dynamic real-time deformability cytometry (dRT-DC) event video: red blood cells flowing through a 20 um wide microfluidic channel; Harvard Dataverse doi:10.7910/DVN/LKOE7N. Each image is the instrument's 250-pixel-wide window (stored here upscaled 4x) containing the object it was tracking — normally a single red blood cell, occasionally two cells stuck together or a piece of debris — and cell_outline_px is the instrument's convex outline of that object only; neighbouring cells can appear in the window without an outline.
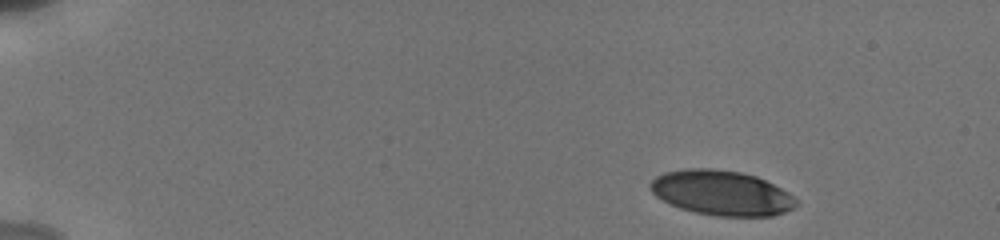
{"species": "human", "species_latin": "Homo sapiens", "temperature_condition": "cold", "stored_images_in_passage": 20, "camera_frame_rate_fps": 3000, "um_per_image_px": 0.085, "donor": {"sex": "male"}, "frame": {"image": 1, "passage_image": 1, "time_ms": 0.0, "image_size_px": [1000, 240], "cell_outline_px": [[796, 204], [792, 208], [784, 212], [772, 216], [716, 216], [696, 212], [680, 208], [656, 196], [652, 192], [648, 184], [656, 176], [664, 172], [684, 168], [712, 168], [740, 172], [756, 176], [788, 192], [796, 200]], "centroid_in_image_um": [61.3, 16.38], "position_along_channel_um": 23.7, "area_um2": 37.92}}
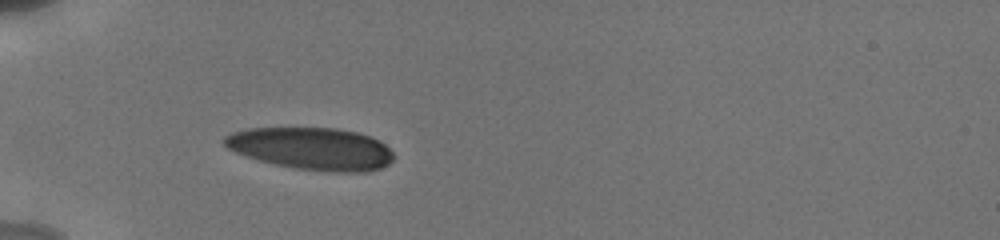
{"frame": {"image": 2, "passage_image": 19, "time_ms": 3.667, "image_size_px": [1000, 240], "cell_outline_px": [[396, 156], [388, 164], [380, 168], [368, 172], [328, 172], [292, 168], [260, 160], [236, 152], [228, 148], [224, 144], [224, 136], [232, 132], [248, 128], [336, 128], [356, 132], [372, 136], [384, 144]], "centroid_in_image_um": [26.52, 12.64], "position_along_channel_um": 58.5, "area_um2": 41.79}}